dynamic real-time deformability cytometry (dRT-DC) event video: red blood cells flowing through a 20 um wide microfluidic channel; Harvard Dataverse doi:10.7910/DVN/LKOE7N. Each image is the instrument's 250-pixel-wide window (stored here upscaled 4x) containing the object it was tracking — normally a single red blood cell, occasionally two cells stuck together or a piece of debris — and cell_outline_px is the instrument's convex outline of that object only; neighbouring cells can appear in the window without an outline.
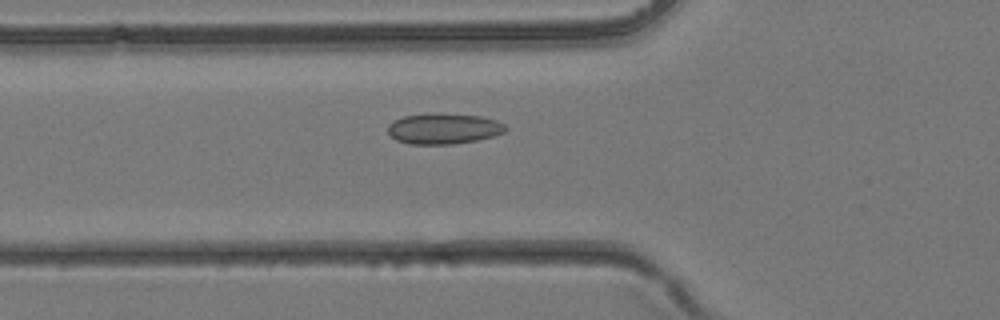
{"species": "common noctule bat (a hibernating species)", "species_latin": "Nyctalus noctula", "temperature_condition": "room temperature", "stored_images_in_passage": 35, "camera_frame_rate_fps": 3000, "um_per_image_px": 0.085, "animal": {"sex": "female", "body_mass_g": 24.6, "forearm_length_mm": 56.2}, "frame": {"image": 1, "passage_image": 10, "time_ms": 3.0, "image_size_px": [1000, 320], "cell_outline_px": [[508, 128], [504, 132], [492, 136], [476, 140], [452, 144], [408, 144], [396, 140], [388, 132], [388, 124], [404, 116], [480, 116], [496, 120], [504, 124]], "centroid_in_image_um": [37.72, 10.99], "position_along_channel_um": 88.1, "area_um2": 20.0}}
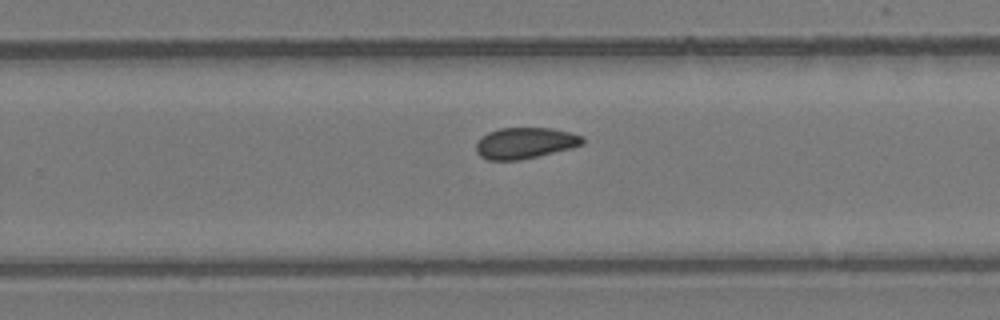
{"frame": {"image": 2, "passage_image": 21, "time_ms": 6.667, "image_size_px": [1000, 320], "cell_outline_px": [[584, 144], [572, 148], [520, 160], [488, 160], [480, 156], [476, 152], [476, 144], [488, 132], [500, 128], [552, 128], [584, 136]], "centroid_in_image_um": [44.65, 12.16], "position_along_channel_um": 285.1, "area_um2": 19.25}}
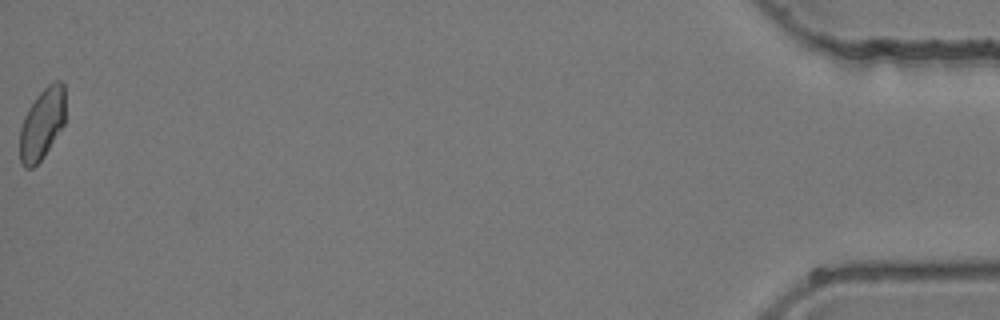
{"frame": {"image": 3, "passage_image": 35, "time_ms": 11.333, "image_size_px": [1000, 320], "cell_outline_px": [[64, 124], [44, 156], [32, 168], [24, 168], [20, 160], [20, 128], [24, 116], [28, 108], [36, 96], [52, 80], [60, 80], [64, 84]], "centroid_in_image_um": [3.57, 10.51], "position_along_channel_um": 431.6, "area_um2": 18.9}}